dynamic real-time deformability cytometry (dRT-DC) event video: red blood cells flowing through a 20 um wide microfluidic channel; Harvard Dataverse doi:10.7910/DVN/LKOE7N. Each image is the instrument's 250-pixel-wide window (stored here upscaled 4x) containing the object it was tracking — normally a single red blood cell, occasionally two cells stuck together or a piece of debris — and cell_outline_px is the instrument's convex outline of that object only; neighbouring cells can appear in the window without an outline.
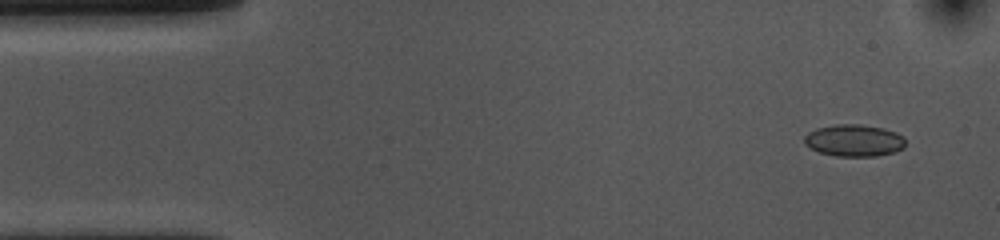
{"species": "common noctule bat (a hibernating species)", "species_latin": "Nyctalus noctula", "temperature_condition": "cold", "stored_images_in_passage": 53, "camera_frame_rate_fps": 3000, "um_per_image_px": 0.085, "animal": {"sex": "female", "body_mass_g": 10.0, "forearm_length_mm": 53.1}, "frame": {"image": 1, "passage_image": 3, "time_ms": 0.667, "image_size_px": [1000, 240], "cell_outline_px": [[904, 148], [892, 152], [876, 156], [836, 156], [820, 152], [804, 144], [804, 136], [808, 132], [816, 128], [836, 124], [860, 124], [884, 128], [896, 132], [904, 136]], "centroid_in_image_um": [72.59, 11.93], "position_along_channel_um": 12.4, "area_um2": 18.84}}
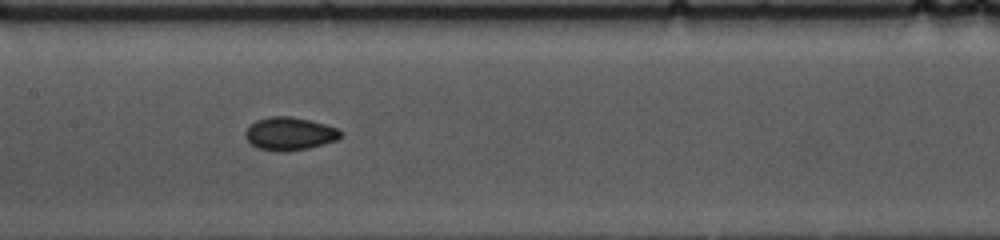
{"frame": {"image": 2, "passage_image": 24, "time_ms": 7.667, "image_size_px": [1000, 240], "cell_outline_px": [[344, 136], [336, 140], [308, 148], [284, 152], [280, 152], [256, 148], [244, 136], [244, 132], [256, 120], [268, 116], [288, 116], [308, 120], [324, 124], [336, 128], [344, 132]], "centroid_in_image_um": [24.62, 11.37], "position_along_channel_um": 182.8, "area_um2": 18.32}}
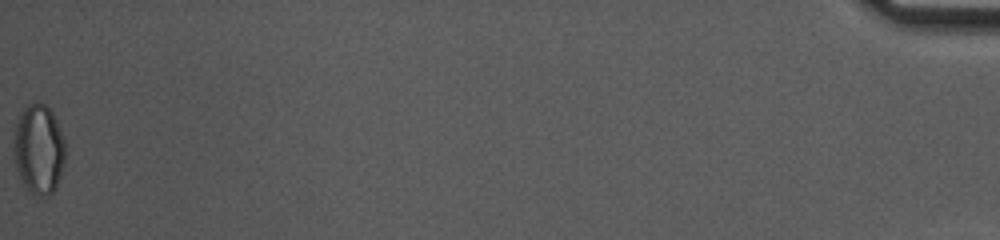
{"frame": {"image": 3, "passage_image": 53, "time_ms": 17.333, "image_size_px": [1000, 240], "cell_outline_px": [[64, 160], [56, 188], [48, 196], [32, 192], [24, 184], [16, 168], [16, 124], [20, 112], [28, 104], [36, 100], [44, 104], [52, 112], [60, 128], [64, 140]], "centroid_in_image_um": [3.32, 12.63], "position_along_channel_um": 431.9, "area_um2": 26.13}, "authors_computed_cell_mechanics": {"area_um2": 17.8024, "velocity_mm_per_s": 3.691, "shape_relaxation_time_tau1_ms": 3.9121, "shape_relaxation_time_tau2_ms": 2.5823, "deformation_change_tau1": 0.0819, "deformation_change_tau2": 0.0498}}